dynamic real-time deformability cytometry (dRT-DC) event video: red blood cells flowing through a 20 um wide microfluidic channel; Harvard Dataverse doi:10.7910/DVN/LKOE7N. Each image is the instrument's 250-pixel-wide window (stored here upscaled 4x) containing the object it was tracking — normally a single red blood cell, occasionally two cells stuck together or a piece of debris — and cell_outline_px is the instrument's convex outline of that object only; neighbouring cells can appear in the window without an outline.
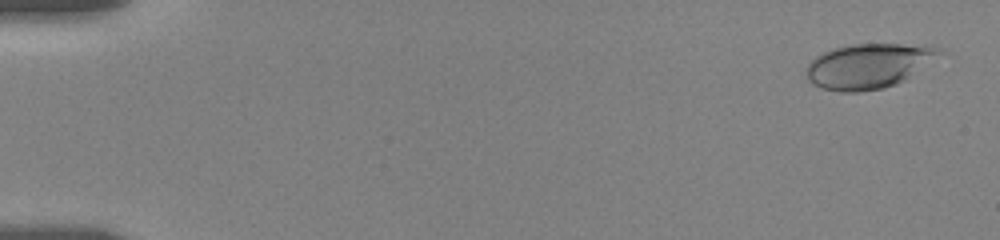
{"species": "human", "species_latin": "Homo sapiens", "temperature_condition": "room temperature", "stored_images_in_passage": 9, "camera_frame_rate_fps": 3000, "um_per_image_px": 0.085, "donor": {"sex": "female"}, "frame": {"image": 1, "passage_image": 1, "time_ms": 0.0, "image_size_px": [1000, 240], "cell_outline_px": [[940, 52], [904, 80], [896, 84], [884, 88], [860, 92], [840, 92], [820, 88], [812, 84], [808, 80], [804, 72], [808, 64], [816, 56], [824, 52], [836, 48], [852, 44], [900, 44], [936, 48]], "centroid_in_image_um": [73.66, 5.64], "position_along_channel_um": 11.3, "area_um2": 33.93}}